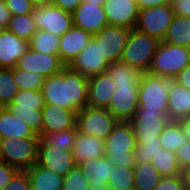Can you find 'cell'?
I'll return each mask as SVG.
<instances>
[{
  "mask_svg": "<svg viewBox=\"0 0 190 190\" xmlns=\"http://www.w3.org/2000/svg\"><path fill=\"white\" fill-rule=\"evenodd\" d=\"M42 93L45 104L79 112L88 106V78L66 66L45 78Z\"/></svg>",
  "mask_w": 190,
  "mask_h": 190,
  "instance_id": "1",
  "label": "cell"
},
{
  "mask_svg": "<svg viewBox=\"0 0 190 190\" xmlns=\"http://www.w3.org/2000/svg\"><path fill=\"white\" fill-rule=\"evenodd\" d=\"M136 139L128 121H118L105 139V157L114 166L134 167Z\"/></svg>",
  "mask_w": 190,
  "mask_h": 190,
  "instance_id": "2",
  "label": "cell"
},
{
  "mask_svg": "<svg viewBox=\"0 0 190 190\" xmlns=\"http://www.w3.org/2000/svg\"><path fill=\"white\" fill-rule=\"evenodd\" d=\"M190 65V47L160 42L148 73L173 80Z\"/></svg>",
  "mask_w": 190,
  "mask_h": 190,
  "instance_id": "3",
  "label": "cell"
},
{
  "mask_svg": "<svg viewBox=\"0 0 190 190\" xmlns=\"http://www.w3.org/2000/svg\"><path fill=\"white\" fill-rule=\"evenodd\" d=\"M168 78L143 72L139 82L138 109L159 112L168 117Z\"/></svg>",
  "mask_w": 190,
  "mask_h": 190,
  "instance_id": "4",
  "label": "cell"
},
{
  "mask_svg": "<svg viewBox=\"0 0 190 190\" xmlns=\"http://www.w3.org/2000/svg\"><path fill=\"white\" fill-rule=\"evenodd\" d=\"M160 42L158 39L141 33L135 28L131 29L120 61L139 68L142 72H148Z\"/></svg>",
  "mask_w": 190,
  "mask_h": 190,
  "instance_id": "5",
  "label": "cell"
},
{
  "mask_svg": "<svg viewBox=\"0 0 190 190\" xmlns=\"http://www.w3.org/2000/svg\"><path fill=\"white\" fill-rule=\"evenodd\" d=\"M44 105L42 90H19L7 108L14 115L21 117L34 133L40 136L42 134V109Z\"/></svg>",
  "mask_w": 190,
  "mask_h": 190,
  "instance_id": "6",
  "label": "cell"
},
{
  "mask_svg": "<svg viewBox=\"0 0 190 190\" xmlns=\"http://www.w3.org/2000/svg\"><path fill=\"white\" fill-rule=\"evenodd\" d=\"M40 137L1 139V158L19 171H26L38 160Z\"/></svg>",
  "mask_w": 190,
  "mask_h": 190,
  "instance_id": "7",
  "label": "cell"
},
{
  "mask_svg": "<svg viewBox=\"0 0 190 190\" xmlns=\"http://www.w3.org/2000/svg\"><path fill=\"white\" fill-rule=\"evenodd\" d=\"M174 16L171 3L139 9L135 29L162 42Z\"/></svg>",
  "mask_w": 190,
  "mask_h": 190,
  "instance_id": "8",
  "label": "cell"
},
{
  "mask_svg": "<svg viewBox=\"0 0 190 190\" xmlns=\"http://www.w3.org/2000/svg\"><path fill=\"white\" fill-rule=\"evenodd\" d=\"M118 120L107 108L87 106L77 112L78 132L106 139Z\"/></svg>",
  "mask_w": 190,
  "mask_h": 190,
  "instance_id": "9",
  "label": "cell"
},
{
  "mask_svg": "<svg viewBox=\"0 0 190 190\" xmlns=\"http://www.w3.org/2000/svg\"><path fill=\"white\" fill-rule=\"evenodd\" d=\"M32 17L37 30H45L59 37L73 27L72 12L53 4L34 7Z\"/></svg>",
  "mask_w": 190,
  "mask_h": 190,
  "instance_id": "10",
  "label": "cell"
},
{
  "mask_svg": "<svg viewBox=\"0 0 190 190\" xmlns=\"http://www.w3.org/2000/svg\"><path fill=\"white\" fill-rule=\"evenodd\" d=\"M170 120L155 111L137 110L128 121L132 127L136 143L157 142L164 127Z\"/></svg>",
  "mask_w": 190,
  "mask_h": 190,
  "instance_id": "11",
  "label": "cell"
},
{
  "mask_svg": "<svg viewBox=\"0 0 190 190\" xmlns=\"http://www.w3.org/2000/svg\"><path fill=\"white\" fill-rule=\"evenodd\" d=\"M131 29L125 26L106 25L93 38L100 44L102 56L108 63L120 61Z\"/></svg>",
  "mask_w": 190,
  "mask_h": 190,
  "instance_id": "12",
  "label": "cell"
},
{
  "mask_svg": "<svg viewBox=\"0 0 190 190\" xmlns=\"http://www.w3.org/2000/svg\"><path fill=\"white\" fill-rule=\"evenodd\" d=\"M65 67L66 65L60 60L59 55L42 54L30 48L16 65L19 70L38 73L44 78L61 72Z\"/></svg>",
  "mask_w": 190,
  "mask_h": 190,
  "instance_id": "13",
  "label": "cell"
},
{
  "mask_svg": "<svg viewBox=\"0 0 190 190\" xmlns=\"http://www.w3.org/2000/svg\"><path fill=\"white\" fill-rule=\"evenodd\" d=\"M109 63L102 56L100 44L92 37L87 46L69 65V67L82 74L84 77L90 78L102 72H106Z\"/></svg>",
  "mask_w": 190,
  "mask_h": 190,
  "instance_id": "14",
  "label": "cell"
},
{
  "mask_svg": "<svg viewBox=\"0 0 190 190\" xmlns=\"http://www.w3.org/2000/svg\"><path fill=\"white\" fill-rule=\"evenodd\" d=\"M107 109L118 121H129L138 109L139 85L116 86Z\"/></svg>",
  "mask_w": 190,
  "mask_h": 190,
  "instance_id": "15",
  "label": "cell"
},
{
  "mask_svg": "<svg viewBox=\"0 0 190 190\" xmlns=\"http://www.w3.org/2000/svg\"><path fill=\"white\" fill-rule=\"evenodd\" d=\"M73 14V26L83 29L92 35L97 34L106 25L108 19L103 5L82 1Z\"/></svg>",
  "mask_w": 190,
  "mask_h": 190,
  "instance_id": "16",
  "label": "cell"
},
{
  "mask_svg": "<svg viewBox=\"0 0 190 190\" xmlns=\"http://www.w3.org/2000/svg\"><path fill=\"white\" fill-rule=\"evenodd\" d=\"M37 163L62 177L76 166L71 150L46 146L41 141L38 146Z\"/></svg>",
  "mask_w": 190,
  "mask_h": 190,
  "instance_id": "17",
  "label": "cell"
},
{
  "mask_svg": "<svg viewBox=\"0 0 190 190\" xmlns=\"http://www.w3.org/2000/svg\"><path fill=\"white\" fill-rule=\"evenodd\" d=\"M103 8L108 24L135 28L139 14L135 0H105Z\"/></svg>",
  "mask_w": 190,
  "mask_h": 190,
  "instance_id": "18",
  "label": "cell"
},
{
  "mask_svg": "<svg viewBox=\"0 0 190 190\" xmlns=\"http://www.w3.org/2000/svg\"><path fill=\"white\" fill-rule=\"evenodd\" d=\"M93 35L73 26L60 37L58 55L60 60L69 66L87 46Z\"/></svg>",
  "mask_w": 190,
  "mask_h": 190,
  "instance_id": "19",
  "label": "cell"
},
{
  "mask_svg": "<svg viewBox=\"0 0 190 190\" xmlns=\"http://www.w3.org/2000/svg\"><path fill=\"white\" fill-rule=\"evenodd\" d=\"M29 48V41L18 38L8 29L0 30V68L16 67Z\"/></svg>",
  "mask_w": 190,
  "mask_h": 190,
  "instance_id": "20",
  "label": "cell"
},
{
  "mask_svg": "<svg viewBox=\"0 0 190 190\" xmlns=\"http://www.w3.org/2000/svg\"><path fill=\"white\" fill-rule=\"evenodd\" d=\"M77 112L57 105L45 104L42 109V133L59 132L76 127Z\"/></svg>",
  "mask_w": 190,
  "mask_h": 190,
  "instance_id": "21",
  "label": "cell"
},
{
  "mask_svg": "<svg viewBox=\"0 0 190 190\" xmlns=\"http://www.w3.org/2000/svg\"><path fill=\"white\" fill-rule=\"evenodd\" d=\"M116 86L107 72L88 78V106L107 108Z\"/></svg>",
  "mask_w": 190,
  "mask_h": 190,
  "instance_id": "22",
  "label": "cell"
},
{
  "mask_svg": "<svg viewBox=\"0 0 190 190\" xmlns=\"http://www.w3.org/2000/svg\"><path fill=\"white\" fill-rule=\"evenodd\" d=\"M103 155H105V139L77 133L72 149V156L76 165Z\"/></svg>",
  "mask_w": 190,
  "mask_h": 190,
  "instance_id": "23",
  "label": "cell"
},
{
  "mask_svg": "<svg viewBox=\"0 0 190 190\" xmlns=\"http://www.w3.org/2000/svg\"><path fill=\"white\" fill-rule=\"evenodd\" d=\"M168 119L178 121L190 116V90L170 80L168 87Z\"/></svg>",
  "mask_w": 190,
  "mask_h": 190,
  "instance_id": "24",
  "label": "cell"
},
{
  "mask_svg": "<svg viewBox=\"0 0 190 190\" xmlns=\"http://www.w3.org/2000/svg\"><path fill=\"white\" fill-rule=\"evenodd\" d=\"M25 137H40L9 108L0 107V138L19 139Z\"/></svg>",
  "mask_w": 190,
  "mask_h": 190,
  "instance_id": "25",
  "label": "cell"
},
{
  "mask_svg": "<svg viewBox=\"0 0 190 190\" xmlns=\"http://www.w3.org/2000/svg\"><path fill=\"white\" fill-rule=\"evenodd\" d=\"M31 190H62L64 177L35 163L26 170Z\"/></svg>",
  "mask_w": 190,
  "mask_h": 190,
  "instance_id": "26",
  "label": "cell"
},
{
  "mask_svg": "<svg viewBox=\"0 0 190 190\" xmlns=\"http://www.w3.org/2000/svg\"><path fill=\"white\" fill-rule=\"evenodd\" d=\"M78 166L92 185L107 184L114 169V165L105 155L96 159H89Z\"/></svg>",
  "mask_w": 190,
  "mask_h": 190,
  "instance_id": "27",
  "label": "cell"
},
{
  "mask_svg": "<svg viewBox=\"0 0 190 190\" xmlns=\"http://www.w3.org/2000/svg\"><path fill=\"white\" fill-rule=\"evenodd\" d=\"M115 83V86L139 85L143 72L136 67L129 66L122 61L109 63L106 71Z\"/></svg>",
  "mask_w": 190,
  "mask_h": 190,
  "instance_id": "28",
  "label": "cell"
},
{
  "mask_svg": "<svg viewBox=\"0 0 190 190\" xmlns=\"http://www.w3.org/2000/svg\"><path fill=\"white\" fill-rule=\"evenodd\" d=\"M134 172V190H154L163 177L152 163H136Z\"/></svg>",
  "mask_w": 190,
  "mask_h": 190,
  "instance_id": "29",
  "label": "cell"
},
{
  "mask_svg": "<svg viewBox=\"0 0 190 190\" xmlns=\"http://www.w3.org/2000/svg\"><path fill=\"white\" fill-rule=\"evenodd\" d=\"M163 41L173 45L190 47V17L175 15Z\"/></svg>",
  "mask_w": 190,
  "mask_h": 190,
  "instance_id": "30",
  "label": "cell"
},
{
  "mask_svg": "<svg viewBox=\"0 0 190 190\" xmlns=\"http://www.w3.org/2000/svg\"><path fill=\"white\" fill-rule=\"evenodd\" d=\"M160 145L165 150L176 152L188 142L179 121L170 120L159 136Z\"/></svg>",
  "mask_w": 190,
  "mask_h": 190,
  "instance_id": "31",
  "label": "cell"
},
{
  "mask_svg": "<svg viewBox=\"0 0 190 190\" xmlns=\"http://www.w3.org/2000/svg\"><path fill=\"white\" fill-rule=\"evenodd\" d=\"M60 37L45 30H37L29 41L32 50L42 54L58 55Z\"/></svg>",
  "mask_w": 190,
  "mask_h": 190,
  "instance_id": "32",
  "label": "cell"
},
{
  "mask_svg": "<svg viewBox=\"0 0 190 190\" xmlns=\"http://www.w3.org/2000/svg\"><path fill=\"white\" fill-rule=\"evenodd\" d=\"M77 133V128H71L59 132L57 131L50 134L42 133L40 135V141L46 146L59 147L63 148V150L72 151Z\"/></svg>",
  "mask_w": 190,
  "mask_h": 190,
  "instance_id": "33",
  "label": "cell"
},
{
  "mask_svg": "<svg viewBox=\"0 0 190 190\" xmlns=\"http://www.w3.org/2000/svg\"><path fill=\"white\" fill-rule=\"evenodd\" d=\"M151 163L157 168V171L163 177L176 176L181 174L182 169L178 165L175 152L165 150L164 148H162L155 155V157H153Z\"/></svg>",
  "mask_w": 190,
  "mask_h": 190,
  "instance_id": "34",
  "label": "cell"
},
{
  "mask_svg": "<svg viewBox=\"0 0 190 190\" xmlns=\"http://www.w3.org/2000/svg\"><path fill=\"white\" fill-rule=\"evenodd\" d=\"M18 38L30 41L31 37L37 31L31 14L12 16L7 28Z\"/></svg>",
  "mask_w": 190,
  "mask_h": 190,
  "instance_id": "35",
  "label": "cell"
},
{
  "mask_svg": "<svg viewBox=\"0 0 190 190\" xmlns=\"http://www.w3.org/2000/svg\"><path fill=\"white\" fill-rule=\"evenodd\" d=\"M134 167L114 166L107 185L111 190H134Z\"/></svg>",
  "mask_w": 190,
  "mask_h": 190,
  "instance_id": "36",
  "label": "cell"
},
{
  "mask_svg": "<svg viewBox=\"0 0 190 190\" xmlns=\"http://www.w3.org/2000/svg\"><path fill=\"white\" fill-rule=\"evenodd\" d=\"M11 69L0 68V107H6L19 91Z\"/></svg>",
  "mask_w": 190,
  "mask_h": 190,
  "instance_id": "37",
  "label": "cell"
},
{
  "mask_svg": "<svg viewBox=\"0 0 190 190\" xmlns=\"http://www.w3.org/2000/svg\"><path fill=\"white\" fill-rule=\"evenodd\" d=\"M13 78L20 90H42L45 78L38 73H30L12 68Z\"/></svg>",
  "mask_w": 190,
  "mask_h": 190,
  "instance_id": "38",
  "label": "cell"
},
{
  "mask_svg": "<svg viewBox=\"0 0 190 190\" xmlns=\"http://www.w3.org/2000/svg\"><path fill=\"white\" fill-rule=\"evenodd\" d=\"M89 180L83 175L81 168L76 165L65 176L62 190H88Z\"/></svg>",
  "mask_w": 190,
  "mask_h": 190,
  "instance_id": "39",
  "label": "cell"
},
{
  "mask_svg": "<svg viewBox=\"0 0 190 190\" xmlns=\"http://www.w3.org/2000/svg\"><path fill=\"white\" fill-rule=\"evenodd\" d=\"M161 149L160 141L136 143L133 151L136 163H151Z\"/></svg>",
  "mask_w": 190,
  "mask_h": 190,
  "instance_id": "40",
  "label": "cell"
},
{
  "mask_svg": "<svg viewBox=\"0 0 190 190\" xmlns=\"http://www.w3.org/2000/svg\"><path fill=\"white\" fill-rule=\"evenodd\" d=\"M185 182L182 175L164 176L154 187V190H185Z\"/></svg>",
  "mask_w": 190,
  "mask_h": 190,
  "instance_id": "41",
  "label": "cell"
},
{
  "mask_svg": "<svg viewBox=\"0 0 190 190\" xmlns=\"http://www.w3.org/2000/svg\"><path fill=\"white\" fill-rule=\"evenodd\" d=\"M12 16L31 14L34 10L30 0H4Z\"/></svg>",
  "mask_w": 190,
  "mask_h": 190,
  "instance_id": "42",
  "label": "cell"
},
{
  "mask_svg": "<svg viewBox=\"0 0 190 190\" xmlns=\"http://www.w3.org/2000/svg\"><path fill=\"white\" fill-rule=\"evenodd\" d=\"M2 190H31L29 175L26 171H17L12 177L9 184Z\"/></svg>",
  "mask_w": 190,
  "mask_h": 190,
  "instance_id": "43",
  "label": "cell"
},
{
  "mask_svg": "<svg viewBox=\"0 0 190 190\" xmlns=\"http://www.w3.org/2000/svg\"><path fill=\"white\" fill-rule=\"evenodd\" d=\"M18 170L12 165L0 161V190L7 186Z\"/></svg>",
  "mask_w": 190,
  "mask_h": 190,
  "instance_id": "44",
  "label": "cell"
},
{
  "mask_svg": "<svg viewBox=\"0 0 190 190\" xmlns=\"http://www.w3.org/2000/svg\"><path fill=\"white\" fill-rule=\"evenodd\" d=\"M177 162L181 169L190 165V141L180 147L176 152Z\"/></svg>",
  "mask_w": 190,
  "mask_h": 190,
  "instance_id": "45",
  "label": "cell"
},
{
  "mask_svg": "<svg viewBox=\"0 0 190 190\" xmlns=\"http://www.w3.org/2000/svg\"><path fill=\"white\" fill-rule=\"evenodd\" d=\"M171 4L176 16L190 17V0H174Z\"/></svg>",
  "mask_w": 190,
  "mask_h": 190,
  "instance_id": "46",
  "label": "cell"
},
{
  "mask_svg": "<svg viewBox=\"0 0 190 190\" xmlns=\"http://www.w3.org/2000/svg\"><path fill=\"white\" fill-rule=\"evenodd\" d=\"M12 15L4 0H0V30L7 29Z\"/></svg>",
  "mask_w": 190,
  "mask_h": 190,
  "instance_id": "47",
  "label": "cell"
},
{
  "mask_svg": "<svg viewBox=\"0 0 190 190\" xmlns=\"http://www.w3.org/2000/svg\"><path fill=\"white\" fill-rule=\"evenodd\" d=\"M83 0H53V5L62 10L74 12Z\"/></svg>",
  "mask_w": 190,
  "mask_h": 190,
  "instance_id": "48",
  "label": "cell"
},
{
  "mask_svg": "<svg viewBox=\"0 0 190 190\" xmlns=\"http://www.w3.org/2000/svg\"><path fill=\"white\" fill-rule=\"evenodd\" d=\"M173 80L190 90V65L183 69Z\"/></svg>",
  "mask_w": 190,
  "mask_h": 190,
  "instance_id": "49",
  "label": "cell"
},
{
  "mask_svg": "<svg viewBox=\"0 0 190 190\" xmlns=\"http://www.w3.org/2000/svg\"><path fill=\"white\" fill-rule=\"evenodd\" d=\"M138 9L149 8L169 3L168 0H135Z\"/></svg>",
  "mask_w": 190,
  "mask_h": 190,
  "instance_id": "50",
  "label": "cell"
},
{
  "mask_svg": "<svg viewBox=\"0 0 190 190\" xmlns=\"http://www.w3.org/2000/svg\"><path fill=\"white\" fill-rule=\"evenodd\" d=\"M178 121L180 123V127L182 131L184 132L186 138L188 139V141H190V116L179 119Z\"/></svg>",
  "mask_w": 190,
  "mask_h": 190,
  "instance_id": "51",
  "label": "cell"
},
{
  "mask_svg": "<svg viewBox=\"0 0 190 190\" xmlns=\"http://www.w3.org/2000/svg\"><path fill=\"white\" fill-rule=\"evenodd\" d=\"M181 175L186 187H190V165L181 170Z\"/></svg>",
  "mask_w": 190,
  "mask_h": 190,
  "instance_id": "52",
  "label": "cell"
},
{
  "mask_svg": "<svg viewBox=\"0 0 190 190\" xmlns=\"http://www.w3.org/2000/svg\"><path fill=\"white\" fill-rule=\"evenodd\" d=\"M34 7L52 5L53 0H30Z\"/></svg>",
  "mask_w": 190,
  "mask_h": 190,
  "instance_id": "53",
  "label": "cell"
},
{
  "mask_svg": "<svg viewBox=\"0 0 190 190\" xmlns=\"http://www.w3.org/2000/svg\"><path fill=\"white\" fill-rule=\"evenodd\" d=\"M88 190H111V188L107 184H99V185H89Z\"/></svg>",
  "mask_w": 190,
  "mask_h": 190,
  "instance_id": "54",
  "label": "cell"
},
{
  "mask_svg": "<svg viewBox=\"0 0 190 190\" xmlns=\"http://www.w3.org/2000/svg\"><path fill=\"white\" fill-rule=\"evenodd\" d=\"M83 1L97 3L100 5H103V3L105 2V0H83Z\"/></svg>",
  "mask_w": 190,
  "mask_h": 190,
  "instance_id": "55",
  "label": "cell"
},
{
  "mask_svg": "<svg viewBox=\"0 0 190 190\" xmlns=\"http://www.w3.org/2000/svg\"><path fill=\"white\" fill-rule=\"evenodd\" d=\"M0 161H2V158H1V138H0Z\"/></svg>",
  "mask_w": 190,
  "mask_h": 190,
  "instance_id": "56",
  "label": "cell"
}]
</instances>
